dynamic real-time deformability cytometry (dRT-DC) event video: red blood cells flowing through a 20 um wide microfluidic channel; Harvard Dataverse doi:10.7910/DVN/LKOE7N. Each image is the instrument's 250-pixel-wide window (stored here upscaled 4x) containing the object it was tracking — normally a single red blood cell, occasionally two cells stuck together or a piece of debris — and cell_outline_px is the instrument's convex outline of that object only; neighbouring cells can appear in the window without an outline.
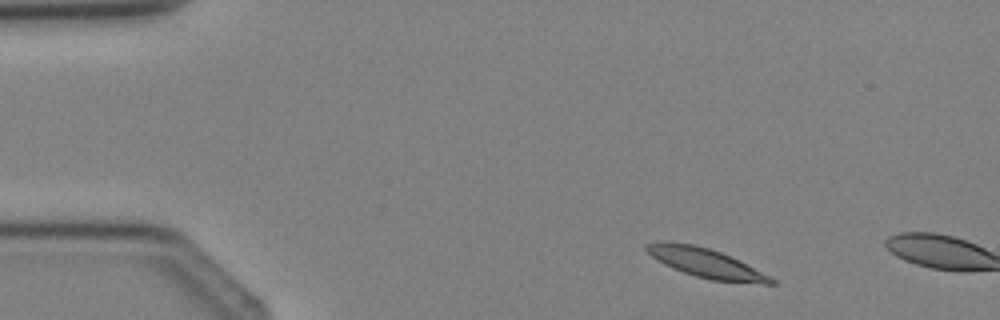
{"species": "Egyptian fruit bat (a non-hibernating species)", "species_latin": "Rousettus aegyptiacus", "temperature_condition": "cold", "stored_images_in_passage": 2, "camera_frame_rate_fps": 3000, "um_per_image_px": 0.085, "animal": {"sex": "female"}, "frame": {"image": 1, "passage_image": 1, "time_ms": 0.0, "image_size_px": [1000, 320], "cell_outline_px": [[776, 284], [764, 284], [712, 280], [696, 276], [672, 268], [664, 264], [652, 256], [644, 248], [644, 244], [660, 240], [668, 240], [692, 244], [708, 248], [720, 252], [740, 260], [776, 280]], "centroid_in_image_um": [59.96, 22.33], "position_along_channel_um": 25.0, "area_um2": 21.21}}